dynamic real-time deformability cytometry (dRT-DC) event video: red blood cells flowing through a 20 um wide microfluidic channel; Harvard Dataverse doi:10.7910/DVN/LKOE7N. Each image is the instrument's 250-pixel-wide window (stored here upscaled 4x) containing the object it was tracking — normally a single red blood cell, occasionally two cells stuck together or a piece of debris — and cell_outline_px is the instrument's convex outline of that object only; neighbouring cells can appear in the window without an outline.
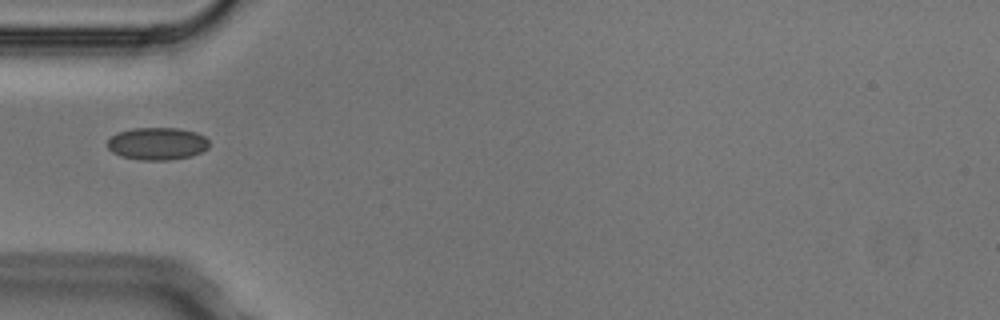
{"species": "Egyptian fruit bat (a non-hibernating species)", "species_latin": "Rousettus aegyptiacus", "temperature_condition": "cold", "stored_images_in_passage": 1, "camera_frame_rate_fps": 3000, "um_per_image_px": 0.085, "animal": {"sex": "male"}, "frame": {"image": 1, "passage_image": 1, "time_ms": 0.0, "image_size_px": [1000, 320], "cell_outline_px": [[208, 148], [192, 156], [168, 160], [140, 160], [120, 156], [112, 152], [108, 148], [108, 140], [116, 132], [132, 128], [180, 128], [196, 132], [204, 136], [208, 140]], "centroid_in_image_um": [13.35, 12.21], "position_along_channel_um": 71.6, "area_um2": 19.36}}